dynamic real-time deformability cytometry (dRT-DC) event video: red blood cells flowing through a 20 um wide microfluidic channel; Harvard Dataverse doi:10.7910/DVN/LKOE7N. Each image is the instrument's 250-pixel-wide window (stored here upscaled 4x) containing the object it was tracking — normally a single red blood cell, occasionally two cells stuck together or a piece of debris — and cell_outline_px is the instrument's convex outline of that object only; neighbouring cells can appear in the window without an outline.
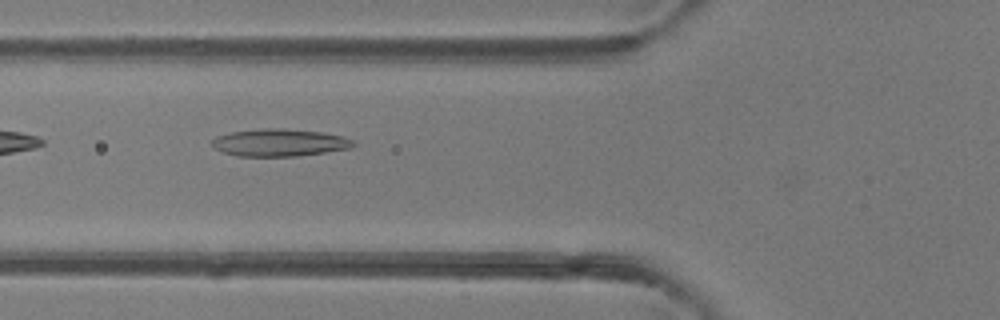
{"species": "common noctule bat (a hibernating species)", "species_latin": "Nyctalus noctula", "temperature_condition": "room temperature", "stored_images_in_passage": 8, "camera_frame_rate_fps": 3000, "um_per_image_px": 0.085, "animal": {"sex": "female"}, "frame": {"image": 1, "passage_image": 6, "time_ms": 1.667, "image_size_px": [1000, 320], "cell_outline_px": [[356, 144], [352, 148], [296, 156], [236, 156], [212, 148], [208, 140], [216, 136], [232, 132], [260, 128], [284, 128], [320, 132], [344, 136], [352, 140]], "centroid_in_image_um": [23.7, 12.12], "position_along_channel_um": 102.1, "area_um2": 22.77}}
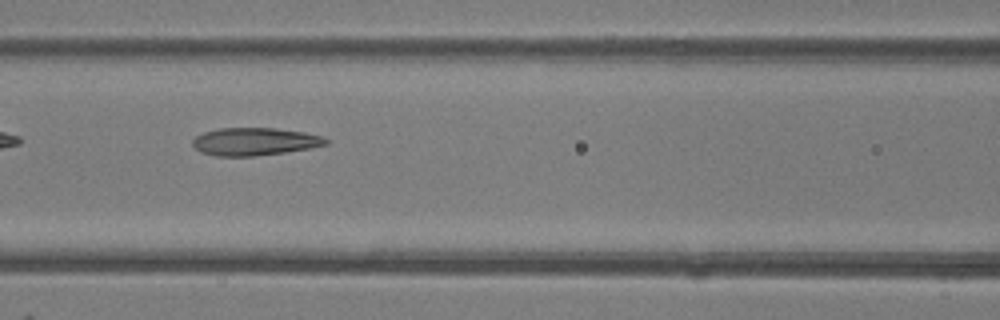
{"frame": {"image": 2, "passage_image": 7, "time_ms": 2.0, "image_size_px": [1000, 320], "cell_outline_px": [[328, 144], [312, 148], [256, 156], [216, 156], [200, 152], [192, 144], [192, 140], [196, 136], [204, 132], [220, 128], [276, 128], [304, 132], [324, 136], [328, 140]], "centroid_in_image_um": [21.67, 12.03], "position_along_channel_um": 144.9, "area_um2": 21.62}}
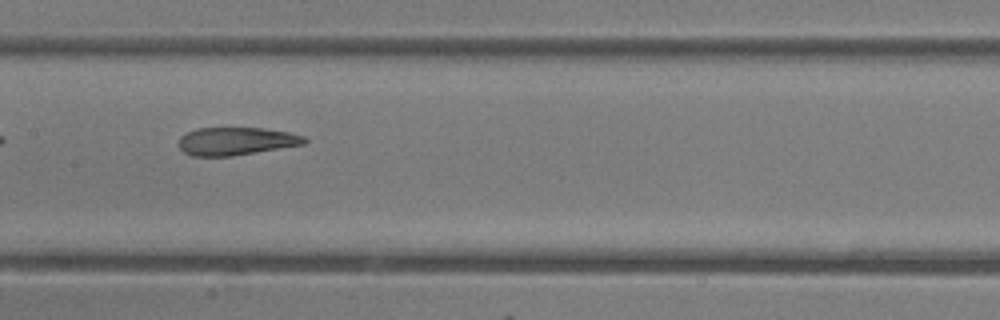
{"frame": {"image": 3, "passage_image": 8, "time_ms": 2.333, "image_size_px": [1000, 320], "cell_outline_px": [[308, 140], [304, 144], [232, 156], [192, 156], [184, 152], [180, 148], [180, 136], [196, 128], [264, 128], [288, 132], [304, 136]], "centroid_in_image_um": [20.07, 12.0], "position_along_channel_um": 187.3, "area_um2": 20.29}}